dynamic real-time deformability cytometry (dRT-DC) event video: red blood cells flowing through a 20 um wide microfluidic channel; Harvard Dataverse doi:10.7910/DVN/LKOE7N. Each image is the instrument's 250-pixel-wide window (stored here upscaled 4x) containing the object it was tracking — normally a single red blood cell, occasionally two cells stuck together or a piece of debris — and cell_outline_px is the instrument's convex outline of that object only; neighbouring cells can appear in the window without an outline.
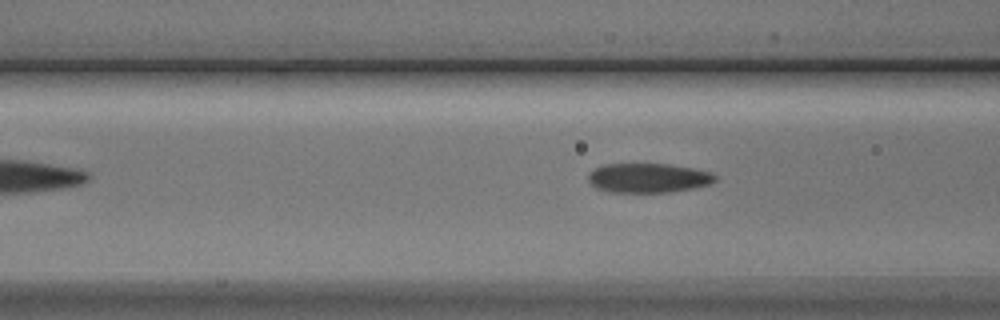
{"species": "Egyptian fruit bat (a non-hibernating species)", "species_latin": "Rousettus aegyptiacus", "temperature_condition": "cold", "stored_images_in_passage": 3, "camera_frame_rate_fps": 3000, "um_per_image_px": 0.085, "animal": {"sex": "male"}, "frame": {"image": 1, "passage_image": 3, "time_ms": 2.333, "image_size_px": [1000, 320], "cell_outline_px": [[716, 180], [712, 184], [692, 188], [668, 192], [608, 192], [596, 188], [588, 180], [588, 176], [596, 168], [604, 164], [668, 164], [692, 168], [712, 172], [716, 176]], "centroid_in_image_um": [55.12, 15.13], "position_along_channel_um": 111.5, "area_um2": 21.68}}